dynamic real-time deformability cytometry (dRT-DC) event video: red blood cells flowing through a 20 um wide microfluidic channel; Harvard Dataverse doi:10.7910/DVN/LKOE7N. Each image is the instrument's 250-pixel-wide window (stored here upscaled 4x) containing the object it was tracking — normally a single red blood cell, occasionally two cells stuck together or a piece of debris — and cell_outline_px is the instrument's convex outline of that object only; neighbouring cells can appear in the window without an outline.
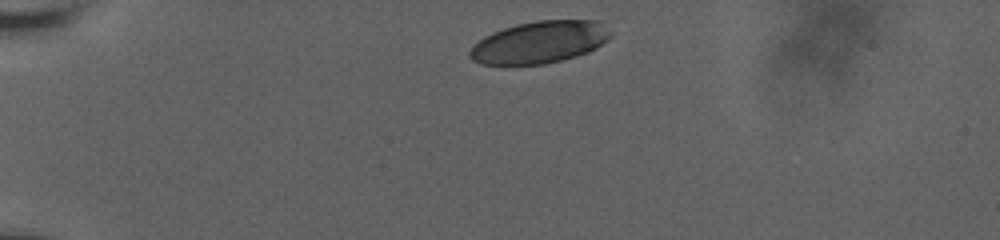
{"species": "human", "species_latin": "Homo sapiens", "temperature_condition": "room temperature", "stored_images_in_passage": 32, "camera_frame_rate_fps": 3000, "um_per_image_px": 0.085, "donor": {"sex": "male"}, "frame": {"image": 1, "passage_image": 1, "time_ms": 0.0, "image_size_px": [1000, 240], "cell_outline_px": [[612, 36], [608, 40], [596, 48], [588, 52], [576, 56], [544, 64], [480, 64], [472, 60], [468, 56], [468, 52], [484, 36], [492, 32], [516, 24], [536, 20], [600, 20]], "centroid_in_image_um": [45.87, 3.58], "position_along_channel_um": 39.1, "area_um2": 34.45}}
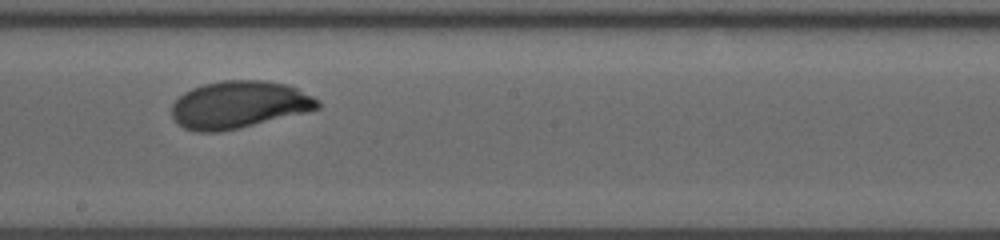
{"frame": {"image": 2, "passage_image": 18, "time_ms": 7.0, "image_size_px": [1000, 240], "cell_outline_px": [[320, 108], [308, 112], [240, 128], [216, 132], [196, 132], [184, 128], [176, 124], [172, 116], [172, 104], [184, 92], [192, 88], [204, 84], [224, 80], [264, 80], [288, 84], [320, 100]], "centroid_in_image_um": [20.32, 8.9], "position_along_channel_um": 227.9, "area_um2": 40.52}}
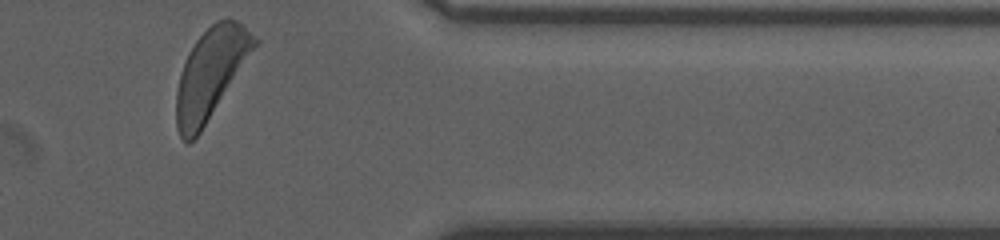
{"frame": {"image": 3, "passage_image": 32, "time_ms": 12.0, "image_size_px": [1000, 240], "cell_outline_px": [[260, 40], [200, 132], [188, 144], [180, 136], [176, 124], [176, 92], [180, 72], [188, 52], [196, 40], [216, 20], [228, 16], [244, 24]], "centroid_in_image_um": [17.91, 6.19], "position_along_channel_um": 393.5, "area_um2": 40.58}, "authors_computed_cell_mechanics": {"area_um2": 39.4774, "velocity_mm_per_s": 3.5976, "shape_relaxation_time_tau1_ms": 3.1167, "shape_relaxation_time_tau2_ms": null, "deformation_change_tau1": 0.1642, "deformation_change_tau2": null}}